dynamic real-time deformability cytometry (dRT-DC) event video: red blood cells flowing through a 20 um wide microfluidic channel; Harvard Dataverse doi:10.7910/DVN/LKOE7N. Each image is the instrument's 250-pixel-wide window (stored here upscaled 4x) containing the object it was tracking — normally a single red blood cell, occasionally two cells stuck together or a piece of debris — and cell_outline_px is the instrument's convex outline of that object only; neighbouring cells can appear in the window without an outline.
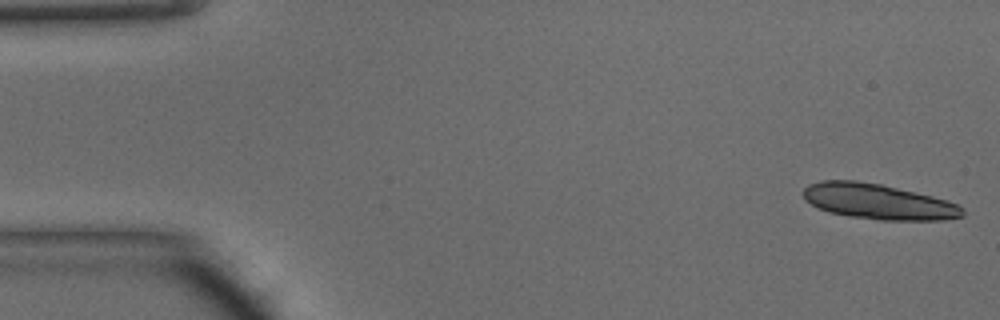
{"species": "common noctule bat (a hibernating species)", "species_latin": "Nyctalus noctula", "temperature_condition": "warm", "stored_images_in_passage": 47, "camera_frame_rate_fps": 3000, "um_per_image_px": 0.085, "animal": {"sex": "male", "body_mass_g": 15.6}, "frame": {"image": 1, "passage_image": 1, "time_ms": 0.0, "image_size_px": [1000, 320], "cell_outline_px": [[964, 216], [944, 220], [880, 220], [848, 216], [828, 212], [812, 204], [804, 196], [804, 188], [808, 184], [820, 180], [856, 180], [880, 184], [932, 196], [948, 200], [964, 208]], "centroid_in_image_um": [74.67, 17.14], "position_along_channel_um": 10.3, "area_um2": 32.77}}
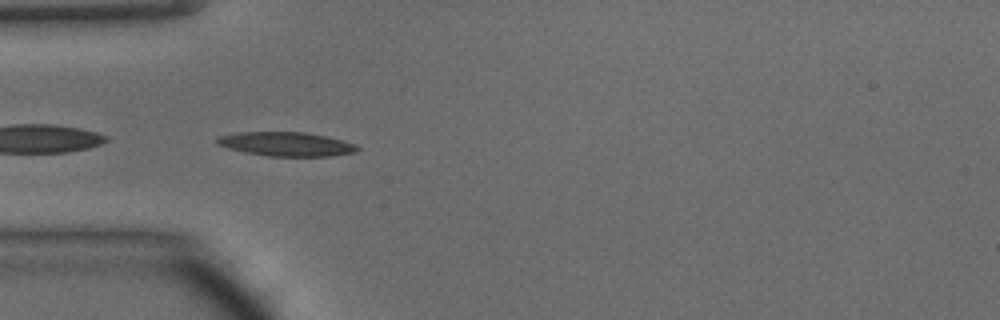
{"frame": {"image": 2, "passage_image": 14, "time_ms": 4.333, "image_size_px": [1000, 320], "cell_outline_px": [[360, 148], [356, 152], [332, 156], [268, 156], [244, 152], [228, 148], [216, 144], [216, 140], [220, 136], [236, 132], [304, 132], [328, 136], [344, 140], [356, 144]], "centroid_in_image_um": [24.36, 12.24], "position_along_channel_um": 60.6, "area_um2": 19.83}}
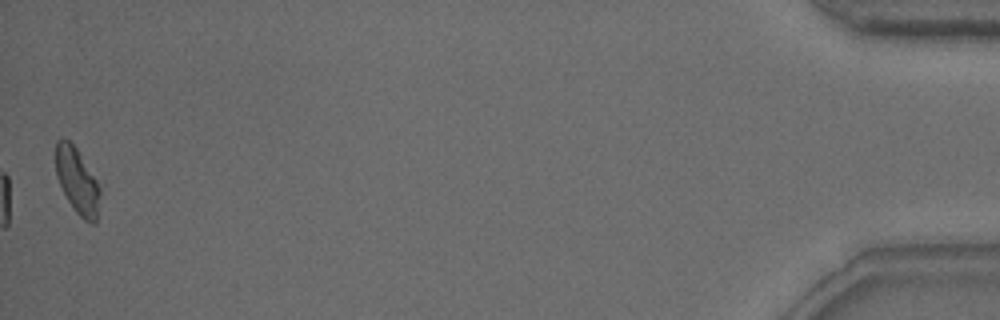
{"frame": {"image": 3, "passage_image": 47, "time_ms": 15.333, "image_size_px": [1000, 320], "cell_outline_px": [[100, 192], [96, 224], [92, 224], [84, 220], [76, 212], [68, 200], [56, 176], [56, 140], [60, 136], [64, 136], [76, 148], [96, 180], [100, 188]], "centroid_in_image_um": [6.55, 15.36], "position_along_channel_um": 428.7, "area_um2": 16.76}, "authors_computed_cell_mechanics": {"area_um2": 18.9006, "velocity_mm_per_s": 4.2192, "shape_relaxation_time_tau1_ms": 4.9042, "shape_relaxation_time_tau2_ms": 8.9805, "deformation_change_tau1": 0.1597, "deformation_change_tau2": 0.1866}}